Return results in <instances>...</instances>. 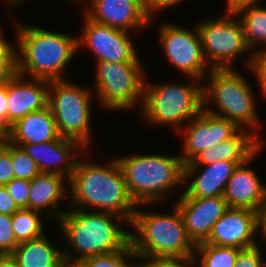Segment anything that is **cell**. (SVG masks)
Returning <instances> with one entry per match:
<instances>
[{
  "label": "cell",
  "mask_w": 266,
  "mask_h": 267,
  "mask_svg": "<svg viewBox=\"0 0 266 267\" xmlns=\"http://www.w3.org/2000/svg\"><path fill=\"white\" fill-rule=\"evenodd\" d=\"M94 96L106 110H132L142 106L145 76L138 57L134 62L97 61Z\"/></svg>",
  "instance_id": "cell-9"
},
{
  "label": "cell",
  "mask_w": 266,
  "mask_h": 267,
  "mask_svg": "<svg viewBox=\"0 0 266 267\" xmlns=\"http://www.w3.org/2000/svg\"><path fill=\"white\" fill-rule=\"evenodd\" d=\"M194 254L186 257L154 258L141 261L142 267H199Z\"/></svg>",
  "instance_id": "cell-34"
},
{
  "label": "cell",
  "mask_w": 266,
  "mask_h": 267,
  "mask_svg": "<svg viewBox=\"0 0 266 267\" xmlns=\"http://www.w3.org/2000/svg\"><path fill=\"white\" fill-rule=\"evenodd\" d=\"M43 213L27 208L19 209L12 215L13 231L18 243L43 236L44 223L40 218Z\"/></svg>",
  "instance_id": "cell-26"
},
{
  "label": "cell",
  "mask_w": 266,
  "mask_h": 267,
  "mask_svg": "<svg viewBox=\"0 0 266 267\" xmlns=\"http://www.w3.org/2000/svg\"><path fill=\"white\" fill-rule=\"evenodd\" d=\"M27 1V0H5L6 4L9 5L8 7H15L17 5H20L22 2ZM19 3V4H18ZM11 5V6H10Z\"/></svg>",
  "instance_id": "cell-45"
},
{
  "label": "cell",
  "mask_w": 266,
  "mask_h": 267,
  "mask_svg": "<svg viewBox=\"0 0 266 267\" xmlns=\"http://www.w3.org/2000/svg\"><path fill=\"white\" fill-rule=\"evenodd\" d=\"M0 125L7 131V83L0 85Z\"/></svg>",
  "instance_id": "cell-39"
},
{
  "label": "cell",
  "mask_w": 266,
  "mask_h": 267,
  "mask_svg": "<svg viewBox=\"0 0 266 267\" xmlns=\"http://www.w3.org/2000/svg\"><path fill=\"white\" fill-rule=\"evenodd\" d=\"M58 222L65 244L72 247H63V256L71 260L118 252L130 243V231L119 226L127 222L115 214L71 208Z\"/></svg>",
  "instance_id": "cell-2"
},
{
  "label": "cell",
  "mask_w": 266,
  "mask_h": 267,
  "mask_svg": "<svg viewBox=\"0 0 266 267\" xmlns=\"http://www.w3.org/2000/svg\"><path fill=\"white\" fill-rule=\"evenodd\" d=\"M116 159L128 192L137 205L161 203L184 185V164L180 155L135 153Z\"/></svg>",
  "instance_id": "cell-4"
},
{
  "label": "cell",
  "mask_w": 266,
  "mask_h": 267,
  "mask_svg": "<svg viewBox=\"0 0 266 267\" xmlns=\"http://www.w3.org/2000/svg\"><path fill=\"white\" fill-rule=\"evenodd\" d=\"M225 15L222 18H208L196 23L203 55L211 69H233L231 65L236 58L251 52L236 14L226 12Z\"/></svg>",
  "instance_id": "cell-10"
},
{
  "label": "cell",
  "mask_w": 266,
  "mask_h": 267,
  "mask_svg": "<svg viewBox=\"0 0 266 267\" xmlns=\"http://www.w3.org/2000/svg\"><path fill=\"white\" fill-rule=\"evenodd\" d=\"M234 13L241 22L246 45L253 49L252 53L266 51V6L247 5ZM257 45H264L265 48H258Z\"/></svg>",
  "instance_id": "cell-25"
},
{
  "label": "cell",
  "mask_w": 266,
  "mask_h": 267,
  "mask_svg": "<svg viewBox=\"0 0 266 267\" xmlns=\"http://www.w3.org/2000/svg\"><path fill=\"white\" fill-rule=\"evenodd\" d=\"M14 178L11 162V142L5 138L0 141V185H6Z\"/></svg>",
  "instance_id": "cell-33"
},
{
  "label": "cell",
  "mask_w": 266,
  "mask_h": 267,
  "mask_svg": "<svg viewBox=\"0 0 266 267\" xmlns=\"http://www.w3.org/2000/svg\"><path fill=\"white\" fill-rule=\"evenodd\" d=\"M67 178L55 173H40L30 181V194L28 199V209L46 213L47 216L60 217L66 212L59 209L60 199L69 197V187ZM67 192V193H66Z\"/></svg>",
  "instance_id": "cell-22"
},
{
  "label": "cell",
  "mask_w": 266,
  "mask_h": 267,
  "mask_svg": "<svg viewBox=\"0 0 266 267\" xmlns=\"http://www.w3.org/2000/svg\"><path fill=\"white\" fill-rule=\"evenodd\" d=\"M265 144L266 141L258 138L253 132L240 128L230 139L205 149L184 166H206L220 160L236 162L238 165L245 164Z\"/></svg>",
  "instance_id": "cell-21"
},
{
  "label": "cell",
  "mask_w": 266,
  "mask_h": 267,
  "mask_svg": "<svg viewBox=\"0 0 266 267\" xmlns=\"http://www.w3.org/2000/svg\"><path fill=\"white\" fill-rule=\"evenodd\" d=\"M17 73V63H0V85L6 84Z\"/></svg>",
  "instance_id": "cell-40"
},
{
  "label": "cell",
  "mask_w": 266,
  "mask_h": 267,
  "mask_svg": "<svg viewBox=\"0 0 266 267\" xmlns=\"http://www.w3.org/2000/svg\"><path fill=\"white\" fill-rule=\"evenodd\" d=\"M256 228L257 212L229 207L214 224L204 243L221 247L250 248L259 244L256 240Z\"/></svg>",
  "instance_id": "cell-15"
},
{
  "label": "cell",
  "mask_w": 266,
  "mask_h": 267,
  "mask_svg": "<svg viewBox=\"0 0 266 267\" xmlns=\"http://www.w3.org/2000/svg\"><path fill=\"white\" fill-rule=\"evenodd\" d=\"M54 246L43 236L19 243L11 256L18 267H59L63 259V249L60 245Z\"/></svg>",
  "instance_id": "cell-24"
},
{
  "label": "cell",
  "mask_w": 266,
  "mask_h": 267,
  "mask_svg": "<svg viewBox=\"0 0 266 267\" xmlns=\"http://www.w3.org/2000/svg\"><path fill=\"white\" fill-rule=\"evenodd\" d=\"M174 204L183 217L188 237L195 245L208 239L214 224L229 208L223 196L205 198L181 196Z\"/></svg>",
  "instance_id": "cell-16"
},
{
  "label": "cell",
  "mask_w": 266,
  "mask_h": 267,
  "mask_svg": "<svg viewBox=\"0 0 266 267\" xmlns=\"http://www.w3.org/2000/svg\"><path fill=\"white\" fill-rule=\"evenodd\" d=\"M135 210L130 243L141 261L154 258L186 257L194 254L196 245L188 237L183 217L173 205V213L160 214ZM140 210V211H139Z\"/></svg>",
  "instance_id": "cell-5"
},
{
  "label": "cell",
  "mask_w": 266,
  "mask_h": 267,
  "mask_svg": "<svg viewBox=\"0 0 266 267\" xmlns=\"http://www.w3.org/2000/svg\"><path fill=\"white\" fill-rule=\"evenodd\" d=\"M71 2L73 1V2H77V3H79V1L81 2L82 0H70Z\"/></svg>",
  "instance_id": "cell-47"
},
{
  "label": "cell",
  "mask_w": 266,
  "mask_h": 267,
  "mask_svg": "<svg viewBox=\"0 0 266 267\" xmlns=\"http://www.w3.org/2000/svg\"><path fill=\"white\" fill-rule=\"evenodd\" d=\"M260 0H227L225 12H235L239 8L247 5H258Z\"/></svg>",
  "instance_id": "cell-42"
},
{
  "label": "cell",
  "mask_w": 266,
  "mask_h": 267,
  "mask_svg": "<svg viewBox=\"0 0 266 267\" xmlns=\"http://www.w3.org/2000/svg\"><path fill=\"white\" fill-rule=\"evenodd\" d=\"M59 267H87L85 262L82 260H71L63 257Z\"/></svg>",
  "instance_id": "cell-43"
},
{
  "label": "cell",
  "mask_w": 266,
  "mask_h": 267,
  "mask_svg": "<svg viewBox=\"0 0 266 267\" xmlns=\"http://www.w3.org/2000/svg\"><path fill=\"white\" fill-rule=\"evenodd\" d=\"M146 80L145 77L140 116L148 125L174 127L172 131L175 130L176 134L202 112L203 85L200 81L186 84L167 82L151 84Z\"/></svg>",
  "instance_id": "cell-7"
},
{
  "label": "cell",
  "mask_w": 266,
  "mask_h": 267,
  "mask_svg": "<svg viewBox=\"0 0 266 267\" xmlns=\"http://www.w3.org/2000/svg\"><path fill=\"white\" fill-rule=\"evenodd\" d=\"M240 250V248L221 247L203 242L196 245L194 255L198 259L201 257L199 267H234Z\"/></svg>",
  "instance_id": "cell-27"
},
{
  "label": "cell",
  "mask_w": 266,
  "mask_h": 267,
  "mask_svg": "<svg viewBox=\"0 0 266 267\" xmlns=\"http://www.w3.org/2000/svg\"><path fill=\"white\" fill-rule=\"evenodd\" d=\"M19 243L12 226V216L0 213V255H11Z\"/></svg>",
  "instance_id": "cell-30"
},
{
  "label": "cell",
  "mask_w": 266,
  "mask_h": 267,
  "mask_svg": "<svg viewBox=\"0 0 266 267\" xmlns=\"http://www.w3.org/2000/svg\"><path fill=\"white\" fill-rule=\"evenodd\" d=\"M260 151L245 164L238 165L229 178L223 195L228 207L258 212L266 204V184L248 166Z\"/></svg>",
  "instance_id": "cell-19"
},
{
  "label": "cell",
  "mask_w": 266,
  "mask_h": 267,
  "mask_svg": "<svg viewBox=\"0 0 266 267\" xmlns=\"http://www.w3.org/2000/svg\"><path fill=\"white\" fill-rule=\"evenodd\" d=\"M84 14L92 21L133 32L151 24L142 0H89Z\"/></svg>",
  "instance_id": "cell-14"
},
{
  "label": "cell",
  "mask_w": 266,
  "mask_h": 267,
  "mask_svg": "<svg viewBox=\"0 0 266 267\" xmlns=\"http://www.w3.org/2000/svg\"><path fill=\"white\" fill-rule=\"evenodd\" d=\"M0 267H18L11 255H0Z\"/></svg>",
  "instance_id": "cell-44"
},
{
  "label": "cell",
  "mask_w": 266,
  "mask_h": 267,
  "mask_svg": "<svg viewBox=\"0 0 266 267\" xmlns=\"http://www.w3.org/2000/svg\"><path fill=\"white\" fill-rule=\"evenodd\" d=\"M261 246L256 245L250 248L241 249L237 255L234 267H266L263 260Z\"/></svg>",
  "instance_id": "cell-35"
},
{
  "label": "cell",
  "mask_w": 266,
  "mask_h": 267,
  "mask_svg": "<svg viewBox=\"0 0 266 267\" xmlns=\"http://www.w3.org/2000/svg\"><path fill=\"white\" fill-rule=\"evenodd\" d=\"M208 75V84L203 86V110L226 118L258 136L261 119L249 81L235 68L212 69ZM210 102L216 107H211Z\"/></svg>",
  "instance_id": "cell-6"
},
{
  "label": "cell",
  "mask_w": 266,
  "mask_h": 267,
  "mask_svg": "<svg viewBox=\"0 0 266 267\" xmlns=\"http://www.w3.org/2000/svg\"><path fill=\"white\" fill-rule=\"evenodd\" d=\"M14 145L21 147L29 155L41 173L59 174L68 180L75 169L79 154L82 149H86L79 142L61 136L40 144Z\"/></svg>",
  "instance_id": "cell-17"
},
{
  "label": "cell",
  "mask_w": 266,
  "mask_h": 267,
  "mask_svg": "<svg viewBox=\"0 0 266 267\" xmlns=\"http://www.w3.org/2000/svg\"><path fill=\"white\" fill-rule=\"evenodd\" d=\"M11 198L16 205L22 209H28V199L30 194V181L24 179L14 178L12 181L5 185Z\"/></svg>",
  "instance_id": "cell-32"
},
{
  "label": "cell",
  "mask_w": 266,
  "mask_h": 267,
  "mask_svg": "<svg viewBox=\"0 0 266 267\" xmlns=\"http://www.w3.org/2000/svg\"><path fill=\"white\" fill-rule=\"evenodd\" d=\"M131 258H135L137 261H140V263H131ZM83 261L87 267H142L141 260L134 251L131 243L121 251L96 255L86 258Z\"/></svg>",
  "instance_id": "cell-28"
},
{
  "label": "cell",
  "mask_w": 266,
  "mask_h": 267,
  "mask_svg": "<svg viewBox=\"0 0 266 267\" xmlns=\"http://www.w3.org/2000/svg\"><path fill=\"white\" fill-rule=\"evenodd\" d=\"M19 209L5 185H0V213L12 216Z\"/></svg>",
  "instance_id": "cell-38"
},
{
  "label": "cell",
  "mask_w": 266,
  "mask_h": 267,
  "mask_svg": "<svg viewBox=\"0 0 266 267\" xmlns=\"http://www.w3.org/2000/svg\"><path fill=\"white\" fill-rule=\"evenodd\" d=\"M246 68L252 71V75H255L257 79L259 90H261V95L266 98V51H261L257 53H252L249 58H246Z\"/></svg>",
  "instance_id": "cell-31"
},
{
  "label": "cell",
  "mask_w": 266,
  "mask_h": 267,
  "mask_svg": "<svg viewBox=\"0 0 266 267\" xmlns=\"http://www.w3.org/2000/svg\"><path fill=\"white\" fill-rule=\"evenodd\" d=\"M15 30L17 73L32 79L65 80L64 69L78 52L77 36L22 23Z\"/></svg>",
  "instance_id": "cell-3"
},
{
  "label": "cell",
  "mask_w": 266,
  "mask_h": 267,
  "mask_svg": "<svg viewBox=\"0 0 266 267\" xmlns=\"http://www.w3.org/2000/svg\"><path fill=\"white\" fill-rule=\"evenodd\" d=\"M183 1L184 0H144L143 3L148 15L153 18L158 10L160 12L163 9L178 5Z\"/></svg>",
  "instance_id": "cell-37"
},
{
  "label": "cell",
  "mask_w": 266,
  "mask_h": 267,
  "mask_svg": "<svg viewBox=\"0 0 266 267\" xmlns=\"http://www.w3.org/2000/svg\"><path fill=\"white\" fill-rule=\"evenodd\" d=\"M160 26L159 40L168 61L189 79L205 80L212 69L204 58L197 26L194 31L169 22Z\"/></svg>",
  "instance_id": "cell-11"
},
{
  "label": "cell",
  "mask_w": 266,
  "mask_h": 267,
  "mask_svg": "<svg viewBox=\"0 0 266 267\" xmlns=\"http://www.w3.org/2000/svg\"><path fill=\"white\" fill-rule=\"evenodd\" d=\"M49 81L16 73L7 82V130L27 114L48 107Z\"/></svg>",
  "instance_id": "cell-18"
},
{
  "label": "cell",
  "mask_w": 266,
  "mask_h": 267,
  "mask_svg": "<svg viewBox=\"0 0 266 267\" xmlns=\"http://www.w3.org/2000/svg\"><path fill=\"white\" fill-rule=\"evenodd\" d=\"M93 95V89L79 86L70 79L49 81L48 107L56 121L59 135L79 142L86 149L93 136Z\"/></svg>",
  "instance_id": "cell-8"
},
{
  "label": "cell",
  "mask_w": 266,
  "mask_h": 267,
  "mask_svg": "<svg viewBox=\"0 0 266 267\" xmlns=\"http://www.w3.org/2000/svg\"><path fill=\"white\" fill-rule=\"evenodd\" d=\"M7 136V131L0 125V141L5 139Z\"/></svg>",
  "instance_id": "cell-46"
},
{
  "label": "cell",
  "mask_w": 266,
  "mask_h": 267,
  "mask_svg": "<svg viewBox=\"0 0 266 267\" xmlns=\"http://www.w3.org/2000/svg\"><path fill=\"white\" fill-rule=\"evenodd\" d=\"M14 44L5 39L0 27V63H17L16 46Z\"/></svg>",
  "instance_id": "cell-36"
},
{
  "label": "cell",
  "mask_w": 266,
  "mask_h": 267,
  "mask_svg": "<svg viewBox=\"0 0 266 267\" xmlns=\"http://www.w3.org/2000/svg\"><path fill=\"white\" fill-rule=\"evenodd\" d=\"M256 234L266 242V204L257 212Z\"/></svg>",
  "instance_id": "cell-41"
},
{
  "label": "cell",
  "mask_w": 266,
  "mask_h": 267,
  "mask_svg": "<svg viewBox=\"0 0 266 267\" xmlns=\"http://www.w3.org/2000/svg\"><path fill=\"white\" fill-rule=\"evenodd\" d=\"M177 134L183 135V164L190 163L197 155L212 145L230 139L240 128L226 118L218 117L205 110L191 119Z\"/></svg>",
  "instance_id": "cell-13"
},
{
  "label": "cell",
  "mask_w": 266,
  "mask_h": 267,
  "mask_svg": "<svg viewBox=\"0 0 266 267\" xmlns=\"http://www.w3.org/2000/svg\"><path fill=\"white\" fill-rule=\"evenodd\" d=\"M56 121L49 107L27 114L7 130L13 144H40L59 137Z\"/></svg>",
  "instance_id": "cell-23"
},
{
  "label": "cell",
  "mask_w": 266,
  "mask_h": 267,
  "mask_svg": "<svg viewBox=\"0 0 266 267\" xmlns=\"http://www.w3.org/2000/svg\"><path fill=\"white\" fill-rule=\"evenodd\" d=\"M68 183L72 208L89 211L88 207H92L93 211L122 217L129 226L132 223L137 204L128 192L116 158L104 165L78 159Z\"/></svg>",
  "instance_id": "cell-1"
},
{
  "label": "cell",
  "mask_w": 266,
  "mask_h": 267,
  "mask_svg": "<svg viewBox=\"0 0 266 267\" xmlns=\"http://www.w3.org/2000/svg\"><path fill=\"white\" fill-rule=\"evenodd\" d=\"M11 162L17 179L31 181L41 173L37 164L19 146L11 143Z\"/></svg>",
  "instance_id": "cell-29"
},
{
  "label": "cell",
  "mask_w": 266,
  "mask_h": 267,
  "mask_svg": "<svg viewBox=\"0 0 266 267\" xmlns=\"http://www.w3.org/2000/svg\"><path fill=\"white\" fill-rule=\"evenodd\" d=\"M237 167L236 162L226 160H220L204 167L184 166L183 179L185 183L183 184L186 187L180 196H189L190 198L223 196L227 182Z\"/></svg>",
  "instance_id": "cell-20"
},
{
  "label": "cell",
  "mask_w": 266,
  "mask_h": 267,
  "mask_svg": "<svg viewBox=\"0 0 266 267\" xmlns=\"http://www.w3.org/2000/svg\"><path fill=\"white\" fill-rule=\"evenodd\" d=\"M83 18L82 34L77 35L78 51L86 46L96 62H134L139 57L128 31L96 23L85 14Z\"/></svg>",
  "instance_id": "cell-12"
}]
</instances>
